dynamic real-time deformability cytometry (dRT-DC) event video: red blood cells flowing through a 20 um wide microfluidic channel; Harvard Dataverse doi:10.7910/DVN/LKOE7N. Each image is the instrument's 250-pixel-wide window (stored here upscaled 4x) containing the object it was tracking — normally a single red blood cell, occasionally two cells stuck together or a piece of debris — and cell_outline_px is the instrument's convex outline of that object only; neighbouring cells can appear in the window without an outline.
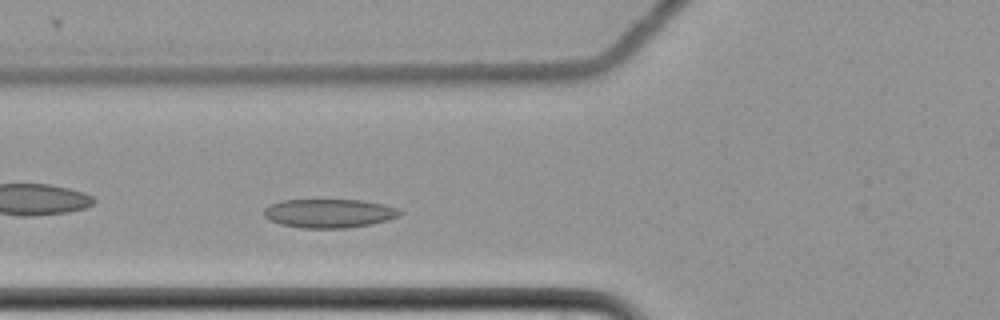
{"species": "common noctule bat (a hibernating species)", "species_latin": "Nyctalus noctula", "temperature_condition": "cold", "stored_images_in_passage": 44, "camera_frame_rate_fps": 3000, "um_per_image_px": 0.085, "animal": {"sex": "female", "body_mass_g": 22.7, "forearm_length_mm": 54.2}, "frame": {"image": 1, "passage_image": 12, "time_ms": 3.667, "image_size_px": [1000, 320], "cell_outline_px": [[400, 216], [388, 220], [372, 224], [348, 228], [300, 228], [280, 224], [264, 216], [264, 208], [280, 200], [360, 200], [384, 204], [396, 208], [400, 212]], "centroid_in_image_um": [27.98, 18.14], "position_along_channel_um": 97.8, "area_um2": 22.77}}
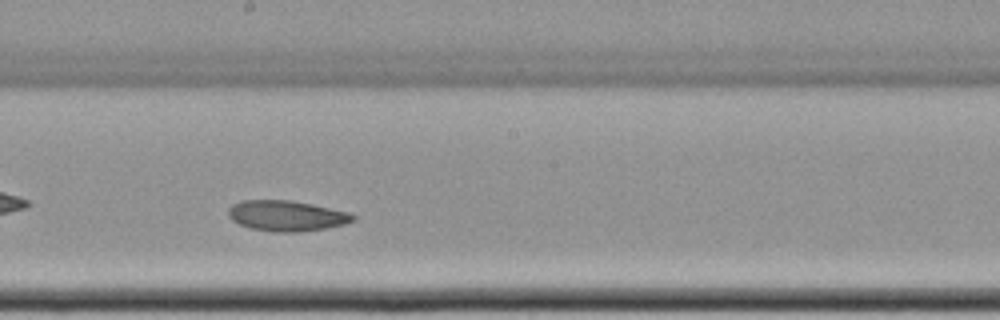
{"frame": {"image": 2, "passage_image": 23, "time_ms": 7.333, "image_size_px": [1000, 320], "cell_outline_px": [[356, 220], [344, 224], [324, 228], [300, 232], [272, 232], [248, 228], [232, 220], [228, 216], [228, 208], [232, 204], [240, 200], [288, 200], [312, 204], [352, 212], [356, 216]], "centroid_in_image_um": [24.36, 18.34], "position_along_channel_um": 223.8, "area_um2": 22.48}}
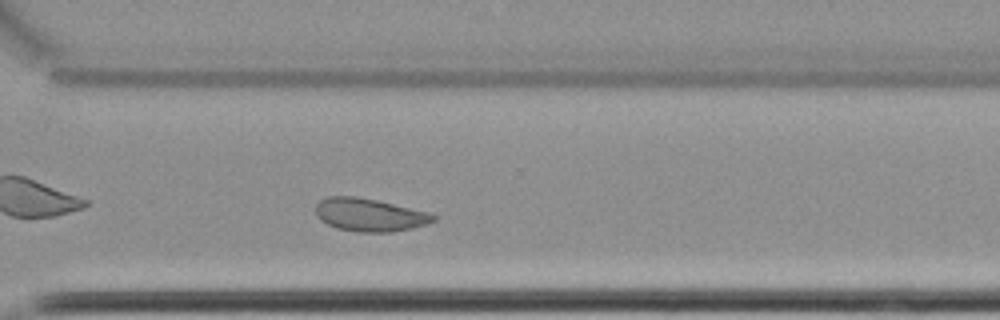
{"frame": {"image": 3, "passage_image": 33, "time_ms": 10.667, "image_size_px": [1000, 320], "cell_outline_px": [[436, 220], [412, 228], [392, 232], [356, 232], [336, 228], [320, 220], [316, 216], [316, 204], [320, 200], [328, 196], [356, 196], [376, 200], [428, 212], [436, 216]], "centroid_in_image_um": [31.37, 18.26], "position_along_channel_um": 339.2, "area_um2": 22.54}, "authors_computed_cell_mechanics": {"area_um2": 22.5998, "velocity_mm_per_s": 3.4413, "shape_relaxation_time_tau1_ms": null, "shape_relaxation_time_tau2_ms": 5.3539, "deformation_change_tau1": null, "deformation_change_tau2": 0.0935}}